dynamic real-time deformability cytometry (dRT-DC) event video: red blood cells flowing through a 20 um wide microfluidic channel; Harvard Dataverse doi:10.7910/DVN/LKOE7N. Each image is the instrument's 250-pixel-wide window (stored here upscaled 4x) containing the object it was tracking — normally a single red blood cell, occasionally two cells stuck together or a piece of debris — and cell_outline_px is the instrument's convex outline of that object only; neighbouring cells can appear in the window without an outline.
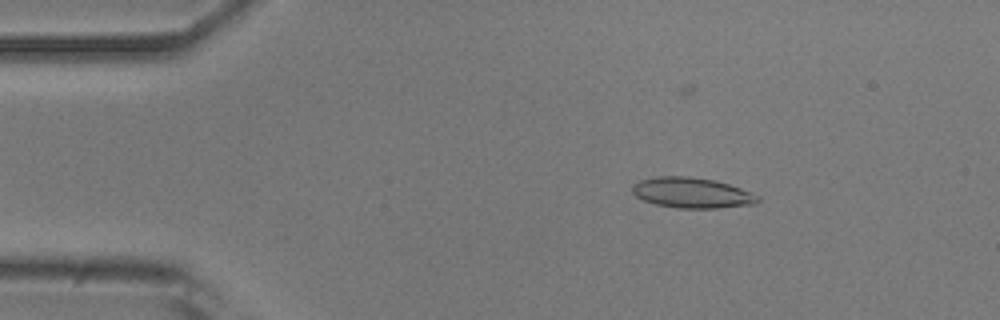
{"species": "common noctule bat (a hibernating species)", "species_latin": "Nyctalus noctula", "temperature_condition": "room temperature", "stored_images_in_passage": 4, "camera_frame_rate_fps": 3000, "um_per_image_px": 0.085, "animal": {"sex": "male", "body_mass_g": 20.5, "forearm_length_mm": 52.5}, "frame": {"image": 1, "passage_image": 2, "time_ms": 0.333, "image_size_px": [1000, 320], "cell_outline_px": [[760, 200], [756, 204], [720, 208], [676, 208], [656, 204], [644, 200], [636, 196], [632, 192], [632, 184], [640, 180], [656, 176], [688, 176], [716, 180], [752, 192], [760, 196]], "centroid_in_image_um": [58.83, 16.39], "position_along_channel_um": 26.2, "area_um2": 22.48}}
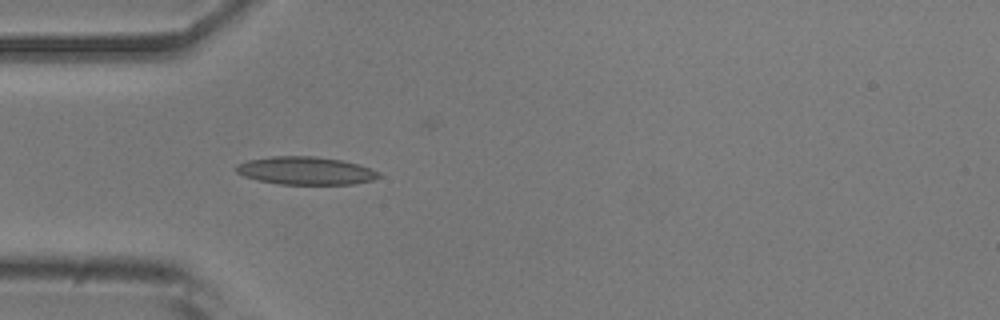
{"frame": {"image": 2, "passage_image": 4, "time_ms": 1.0, "image_size_px": [1000, 320], "cell_outline_px": [[380, 176], [372, 180], [356, 184], [280, 184], [260, 180], [244, 176], [236, 172], [236, 164], [248, 160], [272, 156], [312, 156], [340, 160], [360, 164], [380, 172]], "centroid_in_image_um": [26.0, 14.51], "position_along_channel_um": 59.0, "area_um2": 23.12}}